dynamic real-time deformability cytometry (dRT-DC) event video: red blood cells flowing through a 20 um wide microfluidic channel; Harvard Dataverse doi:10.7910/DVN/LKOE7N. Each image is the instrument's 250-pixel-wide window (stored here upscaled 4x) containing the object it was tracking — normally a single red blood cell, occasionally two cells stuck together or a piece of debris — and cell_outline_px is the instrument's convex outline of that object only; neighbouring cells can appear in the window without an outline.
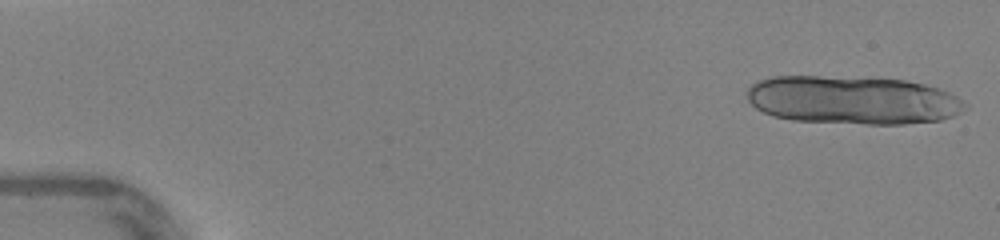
{"species": "human", "species_latin": "Homo sapiens", "temperature_condition": "warm", "stored_images_in_passage": 13, "camera_frame_rate_fps": 3000, "um_per_image_px": 0.085, "donor": {"sex": "female"}, "frame": {"image": 1, "passage_image": 1, "time_ms": 0.0, "image_size_px": [1000, 240], "cell_outline_px": [[968, 108], [952, 116], [940, 120], [904, 124], [868, 124], [792, 120], [772, 116], [756, 108], [748, 100], [748, 88], [756, 80], [772, 76], [820, 76], [904, 80], [924, 84], [948, 92], [964, 100], [968, 104]], "centroid_in_image_um": [72.47, 8.51], "position_along_channel_um": 12.5, "area_um2": 61.44}}